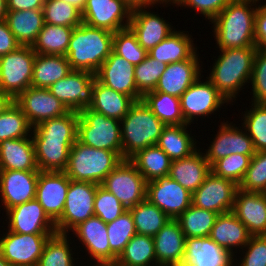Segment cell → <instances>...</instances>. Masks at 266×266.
Instances as JSON below:
<instances>
[{
  "label": "cell",
  "mask_w": 266,
  "mask_h": 266,
  "mask_svg": "<svg viewBox=\"0 0 266 266\" xmlns=\"http://www.w3.org/2000/svg\"><path fill=\"white\" fill-rule=\"evenodd\" d=\"M79 113L44 120L32 128V139L39 171H65L69 151L78 133Z\"/></svg>",
  "instance_id": "cell-1"
},
{
  "label": "cell",
  "mask_w": 266,
  "mask_h": 266,
  "mask_svg": "<svg viewBox=\"0 0 266 266\" xmlns=\"http://www.w3.org/2000/svg\"><path fill=\"white\" fill-rule=\"evenodd\" d=\"M257 7L258 0H233L210 21L219 50L256 47Z\"/></svg>",
  "instance_id": "cell-2"
},
{
  "label": "cell",
  "mask_w": 266,
  "mask_h": 266,
  "mask_svg": "<svg viewBox=\"0 0 266 266\" xmlns=\"http://www.w3.org/2000/svg\"><path fill=\"white\" fill-rule=\"evenodd\" d=\"M256 50L257 47L223 49L219 50L220 55L214 59L206 78L230 104L236 101L243 86L250 84Z\"/></svg>",
  "instance_id": "cell-3"
},
{
  "label": "cell",
  "mask_w": 266,
  "mask_h": 266,
  "mask_svg": "<svg viewBox=\"0 0 266 266\" xmlns=\"http://www.w3.org/2000/svg\"><path fill=\"white\" fill-rule=\"evenodd\" d=\"M114 33L81 23L72 31L66 57L72 70L96 74L113 49Z\"/></svg>",
  "instance_id": "cell-4"
},
{
  "label": "cell",
  "mask_w": 266,
  "mask_h": 266,
  "mask_svg": "<svg viewBox=\"0 0 266 266\" xmlns=\"http://www.w3.org/2000/svg\"><path fill=\"white\" fill-rule=\"evenodd\" d=\"M120 126L122 158L129 160L138 151L157 145L166 125L140 100L130 107Z\"/></svg>",
  "instance_id": "cell-5"
},
{
  "label": "cell",
  "mask_w": 266,
  "mask_h": 266,
  "mask_svg": "<svg viewBox=\"0 0 266 266\" xmlns=\"http://www.w3.org/2000/svg\"><path fill=\"white\" fill-rule=\"evenodd\" d=\"M123 160L116 152L89 147L76 140L69 151L64 172L73 181L100 185Z\"/></svg>",
  "instance_id": "cell-6"
},
{
  "label": "cell",
  "mask_w": 266,
  "mask_h": 266,
  "mask_svg": "<svg viewBox=\"0 0 266 266\" xmlns=\"http://www.w3.org/2000/svg\"><path fill=\"white\" fill-rule=\"evenodd\" d=\"M77 140L89 147L116 152L122 157L120 121L90 108L79 112Z\"/></svg>",
  "instance_id": "cell-7"
},
{
  "label": "cell",
  "mask_w": 266,
  "mask_h": 266,
  "mask_svg": "<svg viewBox=\"0 0 266 266\" xmlns=\"http://www.w3.org/2000/svg\"><path fill=\"white\" fill-rule=\"evenodd\" d=\"M36 53L32 46H20L0 57V90L14 100L31 87Z\"/></svg>",
  "instance_id": "cell-8"
},
{
  "label": "cell",
  "mask_w": 266,
  "mask_h": 266,
  "mask_svg": "<svg viewBox=\"0 0 266 266\" xmlns=\"http://www.w3.org/2000/svg\"><path fill=\"white\" fill-rule=\"evenodd\" d=\"M97 186L95 183L70 179L62 216L55 222L57 233L68 234L80 223L94 216Z\"/></svg>",
  "instance_id": "cell-9"
},
{
  "label": "cell",
  "mask_w": 266,
  "mask_h": 266,
  "mask_svg": "<svg viewBox=\"0 0 266 266\" xmlns=\"http://www.w3.org/2000/svg\"><path fill=\"white\" fill-rule=\"evenodd\" d=\"M128 210L146 199L147 182L136 167L123 160L100 184Z\"/></svg>",
  "instance_id": "cell-10"
},
{
  "label": "cell",
  "mask_w": 266,
  "mask_h": 266,
  "mask_svg": "<svg viewBox=\"0 0 266 266\" xmlns=\"http://www.w3.org/2000/svg\"><path fill=\"white\" fill-rule=\"evenodd\" d=\"M200 76L181 96L180 105L181 111L186 121V124L191 125L198 117L201 119L209 118V115L219 112L225 103L229 102L225 97L214 87L211 81L207 78L201 81ZM220 108V109H219Z\"/></svg>",
  "instance_id": "cell-11"
},
{
  "label": "cell",
  "mask_w": 266,
  "mask_h": 266,
  "mask_svg": "<svg viewBox=\"0 0 266 266\" xmlns=\"http://www.w3.org/2000/svg\"><path fill=\"white\" fill-rule=\"evenodd\" d=\"M6 232L0 234V254L11 266H37L47 240L53 235Z\"/></svg>",
  "instance_id": "cell-12"
},
{
  "label": "cell",
  "mask_w": 266,
  "mask_h": 266,
  "mask_svg": "<svg viewBox=\"0 0 266 266\" xmlns=\"http://www.w3.org/2000/svg\"><path fill=\"white\" fill-rule=\"evenodd\" d=\"M94 85L95 74L88 71L72 70L48 89L69 111L79 113L92 105Z\"/></svg>",
  "instance_id": "cell-13"
},
{
  "label": "cell",
  "mask_w": 266,
  "mask_h": 266,
  "mask_svg": "<svg viewBox=\"0 0 266 266\" xmlns=\"http://www.w3.org/2000/svg\"><path fill=\"white\" fill-rule=\"evenodd\" d=\"M146 199L177 219L192 204V193L167 175L147 182Z\"/></svg>",
  "instance_id": "cell-14"
},
{
  "label": "cell",
  "mask_w": 266,
  "mask_h": 266,
  "mask_svg": "<svg viewBox=\"0 0 266 266\" xmlns=\"http://www.w3.org/2000/svg\"><path fill=\"white\" fill-rule=\"evenodd\" d=\"M132 9L123 0H87L82 23L115 33L129 27Z\"/></svg>",
  "instance_id": "cell-15"
},
{
  "label": "cell",
  "mask_w": 266,
  "mask_h": 266,
  "mask_svg": "<svg viewBox=\"0 0 266 266\" xmlns=\"http://www.w3.org/2000/svg\"><path fill=\"white\" fill-rule=\"evenodd\" d=\"M238 185L231 180L216 176L212 171L192 194V205L217 214L230 212Z\"/></svg>",
  "instance_id": "cell-16"
},
{
  "label": "cell",
  "mask_w": 266,
  "mask_h": 266,
  "mask_svg": "<svg viewBox=\"0 0 266 266\" xmlns=\"http://www.w3.org/2000/svg\"><path fill=\"white\" fill-rule=\"evenodd\" d=\"M228 121L221 122L217 134L214 135L210 146L205 149L206 160L212 166L217 160L231 154L248 155L251 158L255 155L252 139L242 127ZM244 130V131H243Z\"/></svg>",
  "instance_id": "cell-17"
},
{
  "label": "cell",
  "mask_w": 266,
  "mask_h": 266,
  "mask_svg": "<svg viewBox=\"0 0 266 266\" xmlns=\"http://www.w3.org/2000/svg\"><path fill=\"white\" fill-rule=\"evenodd\" d=\"M14 102L21 108L28 122L35 127L44 120L63 116L69 109L49 89L29 87Z\"/></svg>",
  "instance_id": "cell-18"
},
{
  "label": "cell",
  "mask_w": 266,
  "mask_h": 266,
  "mask_svg": "<svg viewBox=\"0 0 266 266\" xmlns=\"http://www.w3.org/2000/svg\"><path fill=\"white\" fill-rule=\"evenodd\" d=\"M9 231L20 234H55V223L45 213L40 203L33 199L6 211Z\"/></svg>",
  "instance_id": "cell-19"
},
{
  "label": "cell",
  "mask_w": 266,
  "mask_h": 266,
  "mask_svg": "<svg viewBox=\"0 0 266 266\" xmlns=\"http://www.w3.org/2000/svg\"><path fill=\"white\" fill-rule=\"evenodd\" d=\"M71 232L81 242L86 253L90 255L89 257L94 261L93 264L116 263L118 257L110 250L107 224L99 217L95 215L90 217Z\"/></svg>",
  "instance_id": "cell-20"
},
{
  "label": "cell",
  "mask_w": 266,
  "mask_h": 266,
  "mask_svg": "<svg viewBox=\"0 0 266 266\" xmlns=\"http://www.w3.org/2000/svg\"><path fill=\"white\" fill-rule=\"evenodd\" d=\"M69 185L64 171L39 172L36 200L54 223L62 216Z\"/></svg>",
  "instance_id": "cell-21"
},
{
  "label": "cell",
  "mask_w": 266,
  "mask_h": 266,
  "mask_svg": "<svg viewBox=\"0 0 266 266\" xmlns=\"http://www.w3.org/2000/svg\"><path fill=\"white\" fill-rule=\"evenodd\" d=\"M39 172L0 171V199L5 212L17 205L36 199Z\"/></svg>",
  "instance_id": "cell-22"
},
{
  "label": "cell",
  "mask_w": 266,
  "mask_h": 266,
  "mask_svg": "<svg viewBox=\"0 0 266 266\" xmlns=\"http://www.w3.org/2000/svg\"><path fill=\"white\" fill-rule=\"evenodd\" d=\"M134 69L132 63L112 51L95 77L103 85L140 101L142 95L137 91Z\"/></svg>",
  "instance_id": "cell-23"
},
{
  "label": "cell",
  "mask_w": 266,
  "mask_h": 266,
  "mask_svg": "<svg viewBox=\"0 0 266 266\" xmlns=\"http://www.w3.org/2000/svg\"><path fill=\"white\" fill-rule=\"evenodd\" d=\"M150 7L132 9L129 27L136 34L139 44L149 52L153 47L166 39L175 29L163 17L149 12ZM148 11H147V10ZM171 24V25H170Z\"/></svg>",
  "instance_id": "cell-24"
},
{
  "label": "cell",
  "mask_w": 266,
  "mask_h": 266,
  "mask_svg": "<svg viewBox=\"0 0 266 266\" xmlns=\"http://www.w3.org/2000/svg\"><path fill=\"white\" fill-rule=\"evenodd\" d=\"M199 51L190 59L167 65L159 78L154 92H163L179 97L201 76Z\"/></svg>",
  "instance_id": "cell-25"
},
{
  "label": "cell",
  "mask_w": 266,
  "mask_h": 266,
  "mask_svg": "<svg viewBox=\"0 0 266 266\" xmlns=\"http://www.w3.org/2000/svg\"><path fill=\"white\" fill-rule=\"evenodd\" d=\"M232 212L251 235H266V193L237 189Z\"/></svg>",
  "instance_id": "cell-26"
},
{
  "label": "cell",
  "mask_w": 266,
  "mask_h": 266,
  "mask_svg": "<svg viewBox=\"0 0 266 266\" xmlns=\"http://www.w3.org/2000/svg\"><path fill=\"white\" fill-rule=\"evenodd\" d=\"M234 256L217 245L210 237L185 239L182 266H233Z\"/></svg>",
  "instance_id": "cell-27"
},
{
  "label": "cell",
  "mask_w": 266,
  "mask_h": 266,
  "mask_svg": "<svg viewBox=\"0 0 266 266\" xmlns=\"http://www.w3.org/2000/svg\"><path fill=\"white\" fill-rule=\"evenodd\" d=\"M153 239L157 265L182 266L186 237L176 219H171Z\"/></svg>",
  "instance_id": "cell-28"
},
{
  "label": "cell",
  "mask_w": 266,
  "mask_h": 266,
  "mask_svg": "<svg viewBox=\"0 0 266 266\" xmlns=\"http://www.w3.org/2000/svg\"><path fill=\"white\" fill-rule=\"evenodd\" d=\"M209 237L234 256V262L235 260L237 262L235 253L238 251L234 249H243L248 243L251 234L235 214L230 211L218 214Z\"/></svg>",
  "instance_id": "cell-29"
},
{
  "label": "cell",
  "mask_w": 266,
  "mask_h": 266,
  "mask_svg": "<svg viewBox=\"0 0 266 266\" xmlns=\"http://www.w3.org/2000/svg\"><path fill=\"white\" fill-rule=\"evenodd\" d=\"M0 169L39 171L32 136L0 142Z\"/></svg>",
  "instance_id": "cell-30"
},
{
  "label": "cell",
  "mask_w": 266,
  "mask_h": 266,
  "mask_svg": "<svg viewBox=\"0 0 266 266\" xmlns=\"http://www.w3.org/2000/svg\"><path fill=\"white\" fill-rule=\"evenodd\" d=\"M210 172L211 166L199 148L188 157L173 160L168 176L193 194Z\"/></svg>",
  "instance_id": "cell-31"
},
{
  "label": "cell",
  "mask_w": 266,
  "mask_h": 266,
  "mask_svg": "<svg viewBox=\"0 0 266 266\" xmlns=\"http://www.w3.org/2000/svg\"><path fill=\"white\" fill-rule=\"evenodd\" d=\"M188 31H174L163 41L153 47L148 55L159 62L171 64L190 59L198 50L192 35ZM190 35V36H189Z\"/></svg>",
  "instance_id": "cell-32"
},
{
  "label": "cell",
  "mask_w": 266,
  "mask_h": 266,
  "mask_svg": "<svg viewBox=\"0 0 266 266\" xmlns=\"http://www.w3.org/2000/svg\"><path fill=\"white\" fill-rule=\"evenodd\" d=\"M136 101L100 83L95 77L91 110L121 121Z\"/></svg>",
  "instance_id": "cell-33"
},
{
  "label": "cell",
  "mask_w": 266,
  "mask_h": 266,
  "mask_svg": "<svg viewBox=\"0 0 266 266\" xmlns=\"http://www.w3.org/2000/svg\"><path fill=\"white\" fill-rule=\"evenodd\" d=\"M5 21L21 46H32L44 25L43 10L7 11Z\"/></svg>",
  "instance_id": "cell-34"
},
{
  "label": "cell",
  "mask_w": 266,
  "mask_h": 266,
  "mask_svg": "<svg viewBox=\"0 0 266 266\" xmlns=\"http://www.w3.org/2000/svg\"><path fill=\"white\" fill-rule=\"evenodd\" d=\"M189 124L166 125L159 137V146L173 160L190 156L199 148L196 139L189 132Z\"/></svg>",
  "instance_id": "cell-35"
},
{
  "label": "cell",
  "mask_w": 266,
  "mask_h": 266,
  "mask_svg": "<svg viewBox=\"0 0 266 266\" xmlns=\"http://www.w3.org/2000/svg\"><path fill=\"white\" fill-rule=\"evenodd\" d=\"M71 71L66 56L36 54L31 87L48 89Z\"/></svg>",
  "instance_id": "cell-36"
},
{
  "label": "cell",
  "mask_w": 266,
  "mask_h": 266,
  "mask_svg": "<svg viewBox=\"0 0 266 266\" xmlns=\"http://www.w3.org/2000/svg\"><path fill=\"white\" fill-rule=\"evenodd\" d=\"M129 161L136 167L146 182L169 174L172 160L157 145L138 151Z\"/></svg>",
  "instance_id": "cell-37"
},
{
  "label": "cell",
  "mask_w": 266,
  "mask_h": 266,
  "mask_svg": "<svg viewBox=\"0 0 266 266\" xmlns=\"http://www.w3.org/2000/svg\"><path fill=\"white\" fill-rule=\"evenodd\" d=\"M74 27L44 23L37 40L32 45L36 54L66 56Z\"/></svg>",
  "instance_id": "cell-38"
},
{
  "label": "cell",
  "mask_w": 266,
  "mask_h": 266,
  "mask_svg": "<svg viewBox=\"0 0 266 266\" xmlns=\"http://www.w3.org/2000/svg\"><path fill=\"white\" fill-rule=\"evenodd\" d=\"M115 264L117 266L157 265L153 237L141 234L134 235Z\"/></svg>",
  "instance_id": "cell-39"
},
{
  "label": "cell",
  "mask_w": 266,
  "mask_h": 266,
  "mask_svg": "<svg viewBox=\"0 0 266 266\" xmlns=\"http://www.w3.org/2000/svg\"><path fill=\"white\" fill-rule=\"evenodd\" d=\"M141 100L165 125L186 124L179 97L150 91L145 93Z\"/></svg>",
  "instance_id": "cell-40"
},
{
  "label": "cell",
  "mask_w": 266,
  "mask_h": 266,
  "mask_svg": "<svg viewBox=\"0 0 266 266\" xmlns=\"http://www.w3.org/2000/svg\"><path fill=\"white\" fill-rule=\"evenodd\" d=\"M137 234L154 237L171 219L148 199L128 209Z\"/></svg>",
  "instance_id": "cell-41"
},
{
  "label": "cell",
  "mask_w": 266,
  "mask_h": 266,
  "mask_svg": "<svg viewBox=\"0 0 266 266\" xmlns=\"http://www.w3.org/2000/svg\"><path fill=\"white\" fill-rule=\"evenodd\" d=\"M68 235L61 233L51 235L44 246L37 266H77L75 261L78 258L73 257L75 253L72 251L73 246L70 247L72 243Z\"/></svg>",
  "instance_id": "cell-42"
},
{
  "label": "cell",
  "mask_w": 266,
  "mask_h": 266,
  "mask_svg": "<svg viewBox=\"0 0 266 266\" xmlns=\"http://www.w3.org/2000/svg\"><path fill=\"white\" fill-rule=\"evenodd\" d=\"M218 214L190 205L176 220L186 238L209 237Z\"/></svg>",
  "instance_id": "cell-43"
},
{
  "label": "cell",
  "mask_w": 266,
  "mask_h": 266,
  "mask_svg": "<svg viewBox=\"0 0 266 266\" xmlns=\"http://www.w3.org/2000/svg\"><path fill=\"white\" fill-rule=\"evenodd\" d=\"M249 110L244 111L242 127L252 139L256 152L266 150V104L251 102Z\"/></svg>",
  "instance_id": "cell-44"
},
{
  "label": "cell",
  "mask_w": 266,
  "mask_h": 266,
  "mask_svg": "<svg viewBox=\"0 0 266 266\" xmlns=\"http://www.w3.org/2000/svg\"><path fill=\"white\" fill-rule=\"evenodd\" d=\"M32 128L25 114L15 102L0 114V142L8 139L29 137L32 133Z\"/></svg>",
  "instance_id": "cell-45"
},
{
  "label": "cell",
  "mask_w": 266,
  "mask_h": 266,
  "mask_svg": "<svg viewBox=\"0 0 266 266\" xmlns=\"http://www.w3.org/2000/svg\"><path fill=\"white\" fill-rule=\"evenodd\" d=\"M42 10L44 23L74 28L82 23L81 12L64 0H45Z\"/></svg>",
  "instance_id": "cell-46"
},
{
  "label": "cell",
  "mask_w": 266,
  "mask_h": 266,
  "mask_svg": "<svg viewBox=\"0 0 266 266\" xmlns=\"http://www.w3.org/2000/svg\"><path fill=\"white\" fill-rule=\"evenodd\" d=\"M110 250L119 257L128 242L136 235L132 214L129 210L116 220L107 223Z\"/></svg>",
  "instance_id": "cell-47"
},
{
  "label": "cell",
  "mask_w": 266,
  "mask_h": 266,
  "mask_svg": "<svg viewBox=\"0 0 266 266\" xmlns=\"http://www.w3.org/2000/svg\"><path fill=\"white\" fill-rule=\"evenodd\" d=\"M112 51L134 66L140 64L148 55V52L139 44L136 34L130 27L114 33Z\"/></svg>",
  "instance_id": "cell-48"
},
{
  "label": "cell",
  "mask_w": 266,
  "mask_h": 266,
  "mask_svg": "<svg viewBox=\"0 0 266 266\" xmlns=\"http://www.w3.org/2000/svg\"><path fill=\"white\" fill-rule=\"evenodd\" d=\"M167 68V64L151 58L149 55L135 66L134 76L137 91L143 96L145 93L154 91L159 78Z\"/></svg>",
  "instance_id": "cell-49"
},
{
  "label": "cell",
  "mask_w": 266,
  "mask_h": 266,
  "mask_svg": "<svg viewBox=\"0 0 266 266\" xmlns=\"http://www.w3.org/2000/svg\"><path fill=\"white\" fill-rule=\"evenodd\" d=\"M250 160L251 157L248 155L231 154L217 160L211 166V171L216 176L231 180L239 185L249 168Z\"/></svg>",
  "instance_id": "cell-50"
},
{
  "label": "cell",
  "mask_w": 266,
  "mask_h": 266,
  "mask_svg": "<svg viewBox=\"0 0 266 266\" xmlns=\"http://www.w3.org/2000/svg\"><path fill=\"white\" fill-rule=\"evenodd\" d=\"M238 189L266 193V150L255 152Z\"/></svg>",
  "instance_id": "cell-51"
},
{
  "label": "cell",
  "mask_w": 266,
  "mask_h": 266,
  "mask_svg": "<svg viewBox=\"0 0 266 266\" xmlns=\"http://www.w3.org/2000/svg\"><path fill=\"white\" fill-rule=\"evenodd\" d=\"M127 209L121 202L108 190L101 185L97 186L94 200V215L99 217L103 222L110 223L116 220Z\"/></svg>",
  "instance_id": "cell-52"
},
{
  "label": "cell",
  "mask_w": 266,
  "mask_h": 266,
  "mask_svg": "<svg viewBox=\"0 0 266 266\" xmlns=\"http://www.w3.org/2000/svg\"><path fill=\"white\" fill-rule=\"evenodd\" d=\"M250 82L253 92L251 101L256 104H266V52L259 49L255 53Z\"/></svg>",
  "instance_id": "cell-53"
},
{
  "label": "cell",
  "mask_w": 266,
  "mask_h": 266,
  "mask_svg": "<svg viewBox=\"0 0 266 266\" xmlns=\"http://www.w3.org/2000/svg\"><path fill=\"white\" fill-rule=\"evenodd\" d=\"M240 252H243L242 259L238 258L240 262L233 266H266V235H251Z\"/></svg>",
  "instance_id": "cell-54"
},
{
  "label": "cell",
  "mask_w": 266,
  "mask_h": 266,
  "mask_svg": "<svg viewBox=\"0 0 266 266\" xmlns=\"http://www.w3.org/2000/svg\"><path fill=\"white\" fill-rule=\"evenodd\" d=\"M233 0H170V5L196 10L205 19L213 20ZM172 3V4H171Z\"/></svg>",
  "instance_id": "cell-55"
},
{
  "label": "cell",
  "mask_w": 266,
  "mask_h": 266,
  "mask_svg": "<svg viewBox=\"0 0 266 266\" xmlns=\"http://www.w3.org/2000/svg\"><path fill=\"white\" fill-rule=\"evenodd\" d=\"M259 1L255 15V45L257 49L266 52V3L261 4Z\"/></svg>",
  "instance_id": "cell-56"
},
{
  "label": "cell",
  "mask_w": 266,
  "mask_h": 266,
  "mask_svg": "<svg viewBox=\"0 0 266 266\" xmlns=\"http://www.w3.org/2000/svg\"><path fill=\"white\" fill-rule=\"evenodd\" d=\"M20 46L6 21H0V57L16 50Z\"/></svg>",
  "instance_id": "cell-57"
},
{
  "label": "cell",
  "mask_w": 266,
  "mask_h": 266,
  "mask_svg": "<svg viewBox=\"0 0 266 266\" xmlns=\"http://www.w3.org/2000/svg\"><path fill=\"white\" fill-rule=\"evenodd\" d=\"M7 11L42 10L45 0H6Z\"/></svg>",
  "instance_id": "cell-58"
},
{
  "label": "cell",
  "mask_w": 266,
  "mask_h": 266,
  "mask_svg": "<svg viewBox=\"0 0 266 266\" xmlns=\"http://www.w3.org/2000/svg\"><path fill=\"white\" fill-rule=\"evenodd\" d=\"M128 6H130L131 9L138 8V7H153L155 4L161 5L164 7V5L170 6V0H123Z\"/></svg>",
  "instance_id": "cell-59"
},
{
  "label": "cell",
  "mask_w": 266,
  "mask_h": 266,
  "mask_svg": "<svg viewBox=\"0 0 266 266\" xmlns=\"http://www.w3.org/2000/svg\"><path fill=\"white\" fill-rule=\"evenodd\" d=\"M14 99L7 93H4L0 90V114H2L6 109H8Z\"/></svg>",
  "instance_id": "cell-60"
},
{
  "label": "cell",
  "mask_w": 266,
  "mask_h": 266,
  "mask_svg": "<svg viewBox=\"0 0 266 266\" xmlns=\"http://www.w3.org/2000/svg\"><path fill=\"white\" fill-rule=\"evenodd\" d=\"M66 3L71 4L76 9H78L81 13L86 6L87 0H64Z\"/></svg>",
  "instance_id": "cell-61"
},
{
  "label": "cell",
  "mask_w": 266,
  "mask_h": 266,
  "mask_svg": "<svg viewBox=\"0 0 266 266\" xmlns=\"http://www.w3.org/2000/svg\"><path fill=\"white\" fill-rule=\"evenodd\" d=\"M7 14V1L0 0V21L5 20Z\"/></svg>",
  "instance_id": "cell-62"
},
{
  "label": "cell",
  "mask_w": 266,
  "mask_h": 266,
  "mask_svg": "<svg viewBox=\"0 0 266 266\" xmlns=\"http://www.w3.org/2000/svg\"><path fill=\"white\" fill-rule=\"evenodd\" d=\"M0 266H11L10 263L0 254Z\"/></svg>",
  "instance_id": "cell-63"
},
{
  "label": "cell",
  "mask_w": 266,
  "mask_h": 266,
  "mask_svg": "<svg viewBox=\"0 0 266 266\" xmlns=\"http://www.w3.org/2000/svg\"><path fill=\"white\" fill-rule=\"evenodd\" d=\"M89 266H117L116 264H90Z\"/></svg>",
  "instance_id": "cell-64"
}]
</instances>
